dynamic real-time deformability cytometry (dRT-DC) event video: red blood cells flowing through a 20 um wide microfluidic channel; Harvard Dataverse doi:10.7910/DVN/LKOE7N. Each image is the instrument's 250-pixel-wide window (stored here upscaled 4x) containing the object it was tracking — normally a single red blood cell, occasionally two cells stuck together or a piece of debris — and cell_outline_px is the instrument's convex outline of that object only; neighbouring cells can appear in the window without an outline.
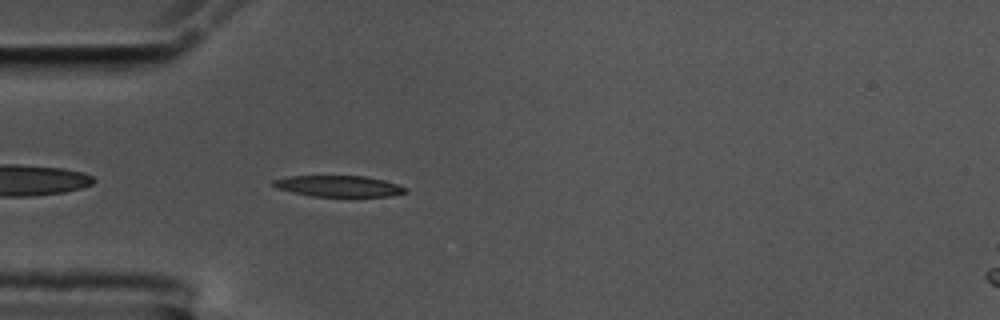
{"species": "common noctule bat (a hibernating species)", "species_latin": "Nyctalus noctula", "temperature_condition": "cold", "stored_images_in_passage": 42, "camera_frame_rate_fps": 3000, "um_per_image_px": 0.085, "animal": {"sex": "male", "body_mass_g": 17.5, "forearm_length_mm": 52.3}, "frame": {"image": 1, "passage_image": 2, "time_ms": 0.333, "image_size_px": [1000, 320], "cell_outline_px": [[408, 188], [404, 192], [388, 196], [312, 196], [292, 192], [276, 188], [272, 184], [272, 180], [288, 176], [364, 176], [396, 184]], "centroid_in_image_um": [28.71, 15.82], "position_along_channel_um": 56.3, "area_um2": 15.95}}
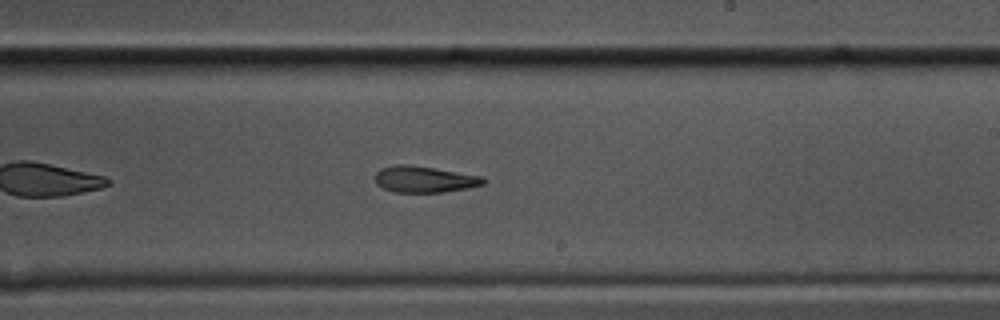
{"frame": {"image": 2, "passage_image": 19, "time_ms": 6.0, "image_size_px": [1000, 320], "cell_outline_px": [[488, 180], [484, 184], [468, 188], [444, 192], [396, 192], [384, 188], [376, 184], [376, 172], [380, 168], [396, 164], [408, 164], [480, 176]], "centroid_in_image_um": [36.06, 15.24], "position_along_channel_um": 252.9, "area_um2": 16.47}}
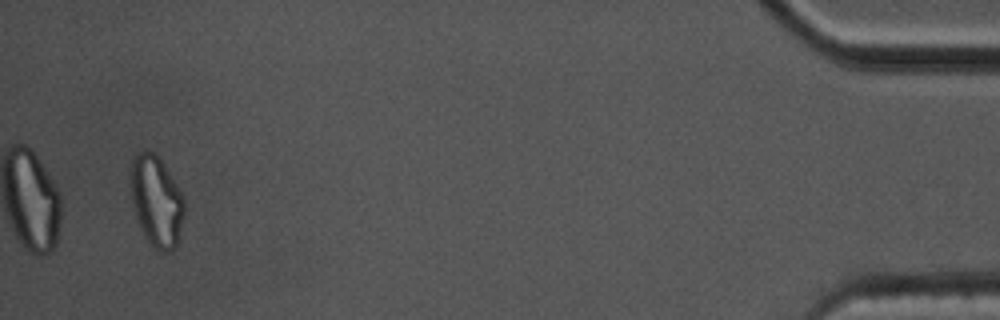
{"frame": {"image": 3, "passage_image": 40, "time_ms": 13.0, "image_size_px": [1000, 320], "cell_outline_px": [[184, 212], [176, 244], [172, 252], [160, 252], [152, 248], [144, 236], [140, 228], [136, 216], [132, 200], [132, 160], [140, 152], [152, 152], [164, 164], [184, 196]], "centroid_in_image_um": [13.32, 17.17], "position_along_channel_um": 421.9, "area_um2": 27.86}, "authors_computed_cell_mechanics": {"area_um2": 17.5134, "velocity_mm_per_s": 3.5662, "shape_relaxation_time_tau1_ms": null, "shape_relaxation_time_tau2_ms": 10.793, "deformation_change_tau1": null, "deformation_change_tau2": 0.2397}}